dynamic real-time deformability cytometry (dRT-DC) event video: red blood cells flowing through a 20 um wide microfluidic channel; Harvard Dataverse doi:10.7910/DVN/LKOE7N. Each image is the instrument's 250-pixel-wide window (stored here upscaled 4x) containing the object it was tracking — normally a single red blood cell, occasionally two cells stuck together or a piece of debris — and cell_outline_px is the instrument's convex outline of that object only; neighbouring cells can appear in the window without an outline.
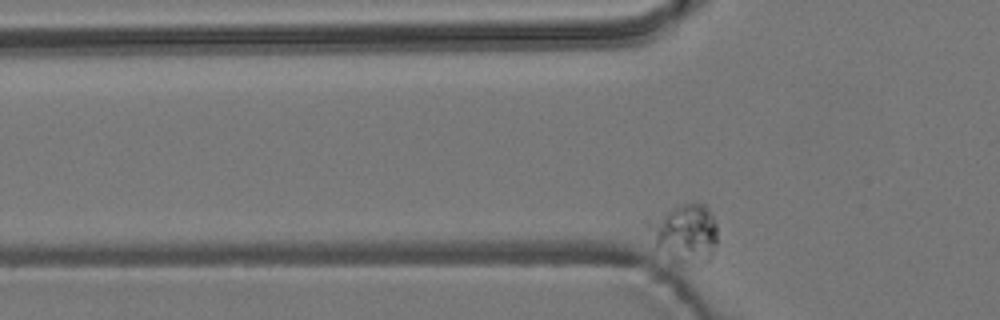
{"species": "common noctule bat (a hibernating species)", "species_latin": "Nyctalus noctula", "temperature_condition": "room temperature", "stored_images_in_passage": 37, "camera_frame_rate_fps": 3000, "um_per_image_px": 0.085, "animal": {"sex": "male", "body_mass_g": 19.2, "forearm_length_mm": 51.8}, "frame": {"image": 1, "passage_image": 6, "time_ms": 1.667, "image_size_px": [1000, 320], "cell_outline_px": [[716, 244], [712, 256], [708, 260], [676, 260], [656, 248], [648, 228], [648, 224], [668, 212], [684, 204], [704, 204], [712, 216], [716, 224]], "centroid_in_image_um": [58.27, 19.8], "position_along_channel_um": 67.5, "area_um2": 21.73}}
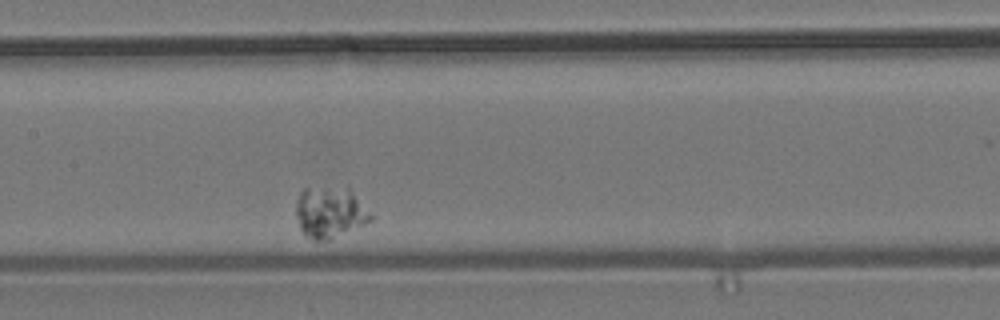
{"frame": {"image": 2, "passage_image": 18, "time_ms": 5.667, "image_size_px": [1000, 320], "cell_outline_px": [[376, 216], [372, 220], [364, 224], [328, 240], [316, 240], [308, 236], [300, 228], [296, 216], [296, 204], [300, 192], [304, 188], [348, 184]], "centroid_in_image_um": [28.12, 17.96], "position_along_channel_um": 179.3, "area_um2": 23.06}}
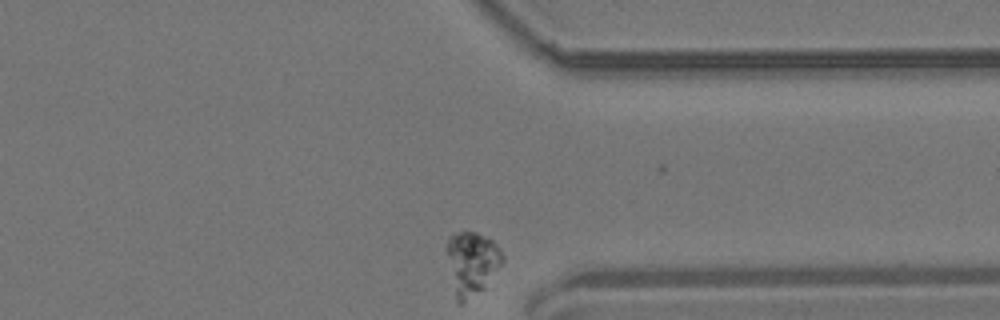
{"frame": {"image": 3, "passage_image": 37, "time_ms": 12.0, "image_size_px": [1000, 320], "cell_outline_px": [[504, 260], [484, 288], [460, 304], [456, 304], [448, 256], [448, 236], [452, 232], [464, 228], [488, 236], [500, 248], [504, 256]], "centroid_in_image_um": [40.11, 22.29], "position_along_channel_um": 371.3, "area_um2": 20.69}}